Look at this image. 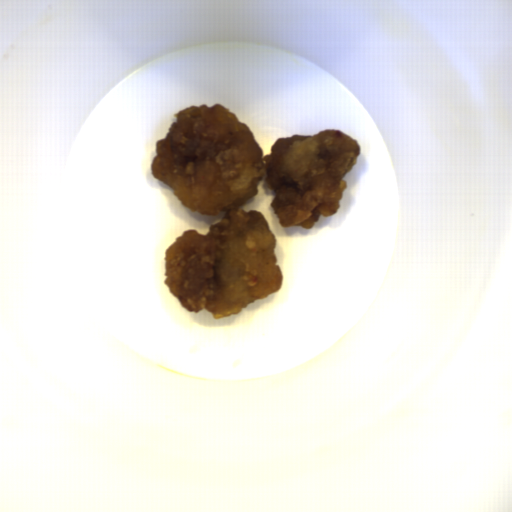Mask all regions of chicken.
<instances>
[{
  "label": "chicken",
  "instance_id": "obj_1",
  "mask_svg": "<svg viewBox=\"0 0 512 512\" xmlns=\"http://www.w3.org/2000/svg\"><path fill=\"white\" fill-rule=\"evenodd\" d=\"M155 142L151 173L172 187L184 208L209 216L226 212L208 234L188 229L166 247L164 285L188 311L216 319L239 314L283 285L276 236L266 217L241 207L264 179L281 227L312 229L332 216L358 163L360 144L338 129L280 137L263 155L246 123L223 104L192 105L173 114Z\"/></svg>",
  "mask_w": 512,
  "mask_h": 512
}]
</instances>
